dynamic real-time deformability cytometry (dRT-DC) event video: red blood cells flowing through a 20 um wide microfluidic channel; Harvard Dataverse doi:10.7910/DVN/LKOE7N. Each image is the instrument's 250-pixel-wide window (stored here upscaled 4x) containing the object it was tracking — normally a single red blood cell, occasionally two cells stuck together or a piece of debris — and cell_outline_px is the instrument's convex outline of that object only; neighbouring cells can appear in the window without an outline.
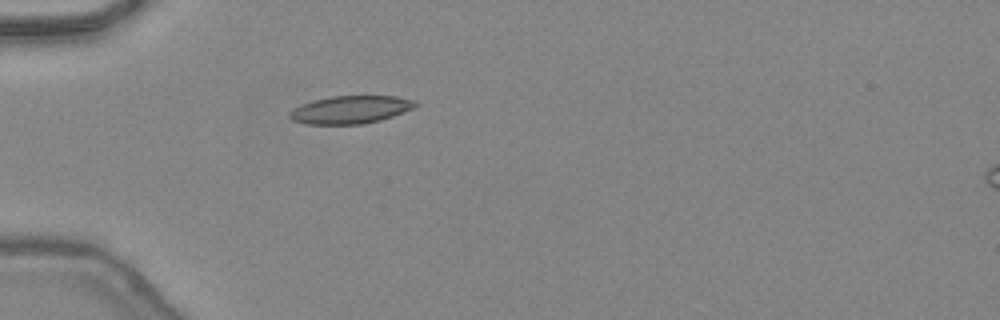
{"species": "common noctule bat (a hibernating species)", "species_latin": "Nyctalus noctula", "temperature_condition": "warm", "stored_images_in_passage": 18, "camera_frame_rate_fps": 3000, "um_per_image_px": 0.085, "animal": {"sex": "female", "body_mass_g": 24.6, "forearm_length_mm": 56.2}, "frame": {"image": 1, "passage_image": 15, "time_ms": 4.667, "image_size_px": [1000, 320], "cell_outline_px": [[420, 104], [412, 108], [392, 116], [380, 120], [364, 124], [304, 124], [292, 120], [288, 116], [288, 112], [300, 104], [332, 96], [396, 96], [416, 100]], "centroid_in_image_um": [29.78, 9.32], "position_along_channel_um": 55.2, "area_um2": 20.4}}